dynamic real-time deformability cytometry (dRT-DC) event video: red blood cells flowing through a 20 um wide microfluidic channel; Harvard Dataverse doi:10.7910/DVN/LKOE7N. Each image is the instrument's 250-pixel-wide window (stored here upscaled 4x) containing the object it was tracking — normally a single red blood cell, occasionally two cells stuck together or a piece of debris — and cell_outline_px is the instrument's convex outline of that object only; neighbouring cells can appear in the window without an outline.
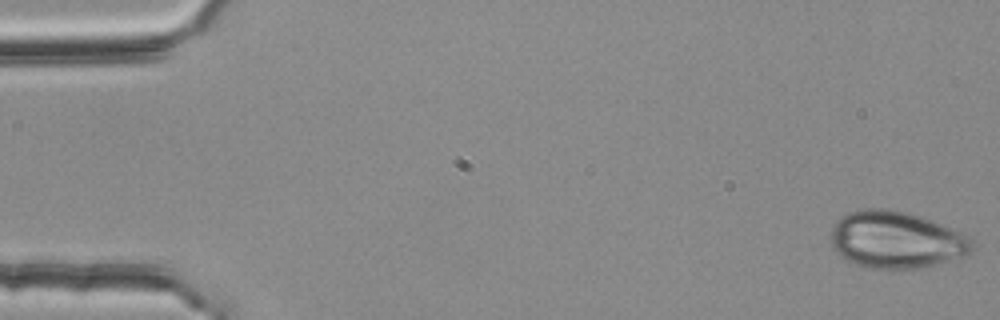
{"species": "common noctule bat (a hibernating species)", "species_latin": "Nyctalus noctula", "temperature_condition": "room temperature", "stored_images_in_passage": 52, "camera_frame_rate_fps": 3000, "um_per_image_px": 0.085, "animal": {"sex": "female", "body_mass_g": 25.1}, "frame": {"image": 1, "passage_image": 1, "time_ms": 0.0, "image_size_px": [1000, 320], "cell_outline_px": [[972, 252], [936, 264], [916, 268], [868, 268], [856, 264], [840, 256], [832, 248], [832, 224], [840, 216], [848, 212], [864, 208], [888, 208], [908, 212], [932, 220], [960, 232], [968, 236], [972, 240]], "centroid_in_image_um": [76.12, 20.36], "position_along_channel_um": 8.9, "area_um2": 46.82}}
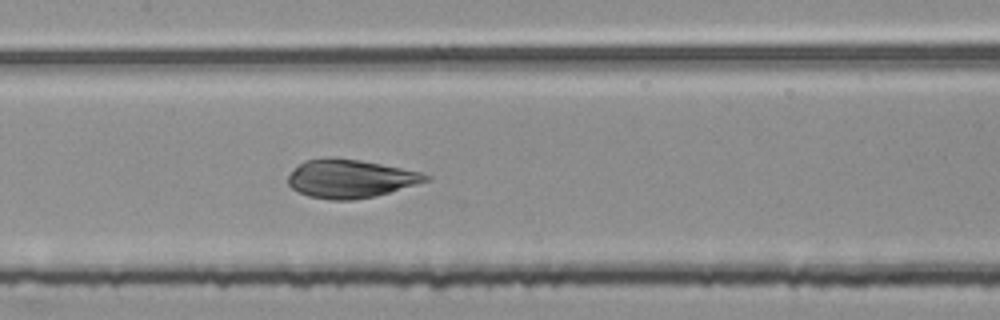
{"frame": {"image": 2, "passage_image": 26, "time_ms": 8.333, "image_size_px": [1000, 320], "cell_outline_px": [[432, 180], [376, 196], [352, 200], [328, 200], [308, 196], [292, 188], [288, 184], [288, 176], [304, 160], [360, 160], [420, 172], [432, 176]], "centroid_in_image_um": [29.83, 15.23], "position_along_channel_um": 177.6, "area_um2": 30.06}}
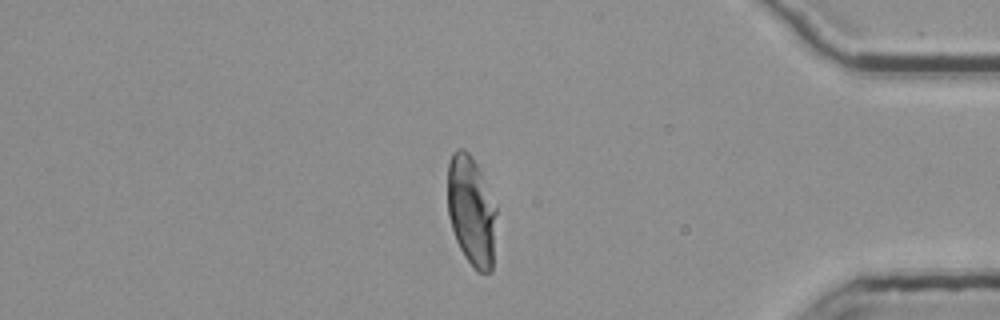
{"frame": {"image": 3, "passage_image": 46, "time_ms": 15.0, "image_size_px": [1000, 320], "cell_outline_px": [[496, 212], [492, 272], [476, 272], [464, 256], [456, 240], [448, 216], [448, 164], [452, 152], [456, 148], [464, 148], [468, 152], [476, 164], [480, 172], [496, 208]], "centroid_in_image_um": [40.05, 17.94], "position_along_channel_um": 395.2, "area_um2": 31.1}}